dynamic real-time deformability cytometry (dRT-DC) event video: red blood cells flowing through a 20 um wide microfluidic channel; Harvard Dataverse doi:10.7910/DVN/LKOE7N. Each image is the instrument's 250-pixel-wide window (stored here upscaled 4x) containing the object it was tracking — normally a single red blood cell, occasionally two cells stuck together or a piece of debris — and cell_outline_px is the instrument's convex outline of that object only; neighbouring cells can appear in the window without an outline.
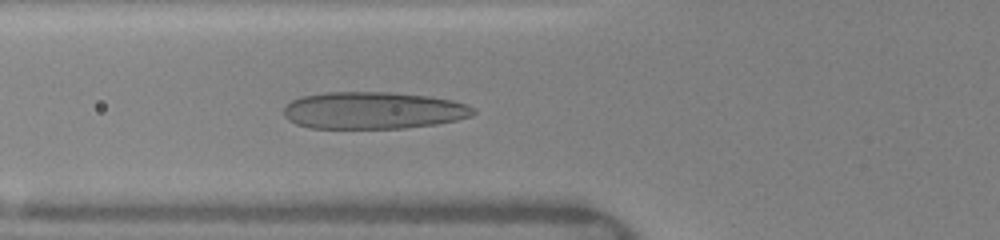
{"species": "human", "species_latin": "Homo sapiens", "temperature_condition": "warm", "stored_images_in_passage": 36, "camera_frame_rate_fps": 3000, "um_per_image_px": 0.085, "donor": {"sex": "female"}, "frame": {"image": 1, "passage_image": 6, "time_ms": 1.667, "image_size_px": [1000, 240], "cell_outline_px": [[476, 112], [472, 116], [456, 120], [436, 124], [404, 128], [308, 128], [296, 124], [288, 120], [284, 116], [284, 108], [292, 100], [300, 96], [328, 92], [388, 92], [432, 96], [452, 100], [468, 104]], "centroid_in_image_um": [31.73, 9.38], "position_along_channel_um": 94.1, "area_um2": 41.21}}
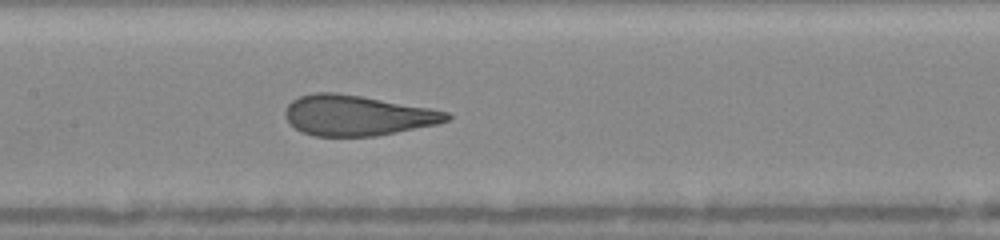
{"frame": {"image": 2, "passage_image": 12, "time_ms": 3.667, "image_size_px": [1000, 240], "cell_outline_px": [[452, 116], [448, 120], [436, 124], [376, 136], [312, 136], [300, 132], [288, 120], [284, 112], [288, 104], [292, 100], [300, 96], [316, 92], [336, 92], [432, 108], [448, 112]], "centroid_in_image_um": [30.35, 9.81], "position_along_channel_um": 177.0, "area_um2": 37.86}}
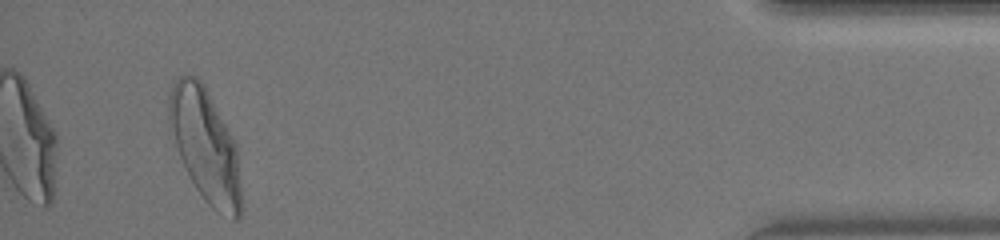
{"frame": {"image": 3, "passage_image": 34, "time_ms": 11.0, "image_size_px": [1000, 240], "cell_outline_px": [[240, 216], [236, 220], [232, 220], [216, 212], [204, 200], [196, 188], [180, 156], [168, 124], [168, 96], [176, 80], [180, 76], [196, 76], [204, 84], [236, 144], [240, 188]], "centroid_in_image_um": [17.44, 12.37], "position_along_channel_um": 417.8, "area_um2": 46.82}, "authors_computed_cell_mechanics": {"area_um2": 39.304, "velocity_mm_per_s": 4.1041, "shape_relaxation_time_tau1_ms": 4.735, "shape_relaxation_time_tau2_ms": null, "deformation_change_tau1": 0.2172, "deformation_change_tau2": null}}